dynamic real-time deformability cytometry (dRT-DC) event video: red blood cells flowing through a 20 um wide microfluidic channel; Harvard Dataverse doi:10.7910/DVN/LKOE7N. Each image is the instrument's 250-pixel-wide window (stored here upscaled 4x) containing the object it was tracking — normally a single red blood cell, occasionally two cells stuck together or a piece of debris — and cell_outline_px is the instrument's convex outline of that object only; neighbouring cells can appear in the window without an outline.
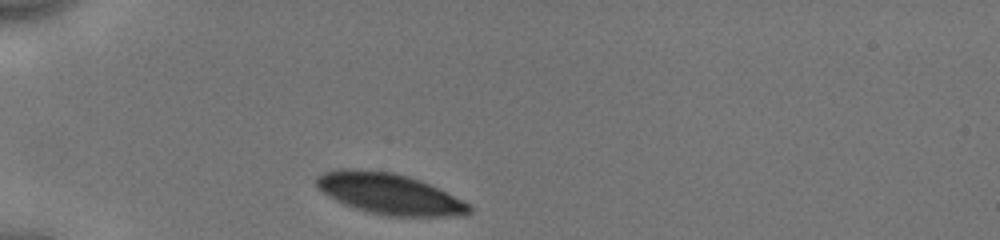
{"species": "human", "species_latin": "Homo sapiens", "temperature_condition": "cold", "stored_images_in_passage": 14, "camera_frame_rate_fps": 3000, "um_per_image_px": 0.085, "donor": {"sex": "male"}, "frame": {"image": 1, "passage_image": 1, "time_ms": 0.0, "image_size_px": [1000, 240], "cell_outline_px": [[472, 212], [464, 216], [388, 216], [368, 212], [344, 204], [328, 196], [316, 184], [316, 176], [324, 172], [336, 168], [352, 168], [392, 172], [408, 176], [420, 180], [468, 204], [472, 208]], "centroid_in_image_um": [33.05, 16.47], "position_along_channel_um": 51.9, "area_um2": 36.13}}
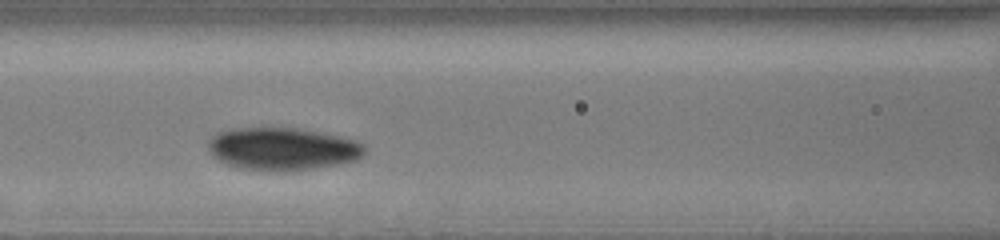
{"frame": {"image": 2, "passage_image": 5, "time_ms": 3.0, "image_size_px": [1000, 240], "cell_outline_px": [[364, 152], [356, 160], [340, 164], [312, 168], [240, 168], [228, 164], [212, 156], [208, 148], [208, 140], [216, 132], [228, 128], [296, 128], [340, 136], [356, 140], [364, 144]], "centroid_in_image_um": [23.99, 12.6], "position_along_channel_um": 142.6, "area_um2": 37.86}}
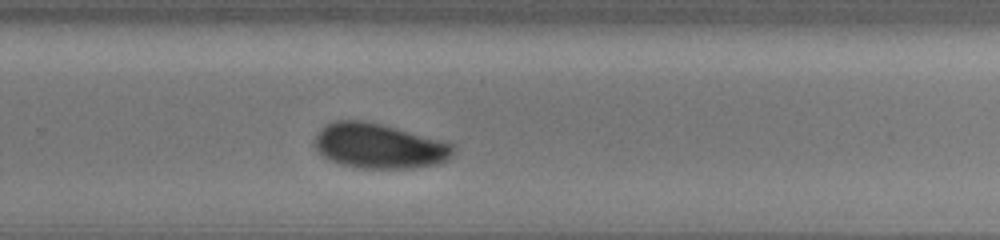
{"frame": {"image": 3, "passage_image": 14, "time_ms": 7.0, "image_size_px": [1000, 240], "cell_outline_px": [[456, 152], [448, 160], [440, 164], [412, 168], [356, 168], [340, 164], [328, 160], [316, 148], [316, 136], [320, 128], [324, 124], [336, 120], [364, 120], [448, 140], [456, 148]], "centroid_in_image_um": [32.3, 12.4], "position_along_channel_um": 297.5, "area_um2": 36.99}}